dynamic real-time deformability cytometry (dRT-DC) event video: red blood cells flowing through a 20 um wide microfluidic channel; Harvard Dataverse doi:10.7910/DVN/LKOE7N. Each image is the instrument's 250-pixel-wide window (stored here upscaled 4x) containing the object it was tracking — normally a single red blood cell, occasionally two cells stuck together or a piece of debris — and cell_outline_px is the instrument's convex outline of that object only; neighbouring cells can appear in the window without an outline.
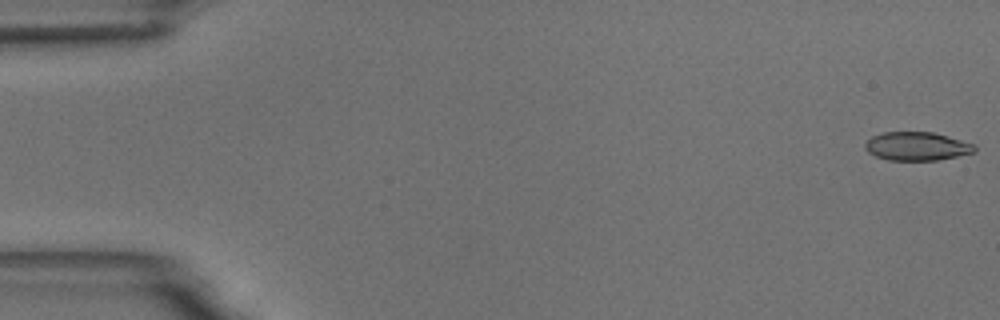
{"species": "common noctule bat (a hibernating species)", "species_latin": "Nyctalus noctula", "temperature_condition": "room temperature", "stored_images_in_passage": 56, "camera_frame_rate_fps": 3000, "um_per_image_px": 0.085, "animal": {"sex": "male", "body_mass_g": 18.8}, "frame": {"image": 1, "passage_image": 1, "time_ms": 0.0, "image_size_px": [1000, 320], "cell_outline_px": [[976, 152], [936, 160], [888, 160], [876, 156], [868, 152], [864, 148], [864, 144], [872, 136], [884, 132], [932, 132], [976, 144]], "centroid_in_image_um": [77.93, 12.43], "position_along_channel_um": 7.1, "area_um2": 18.15}}
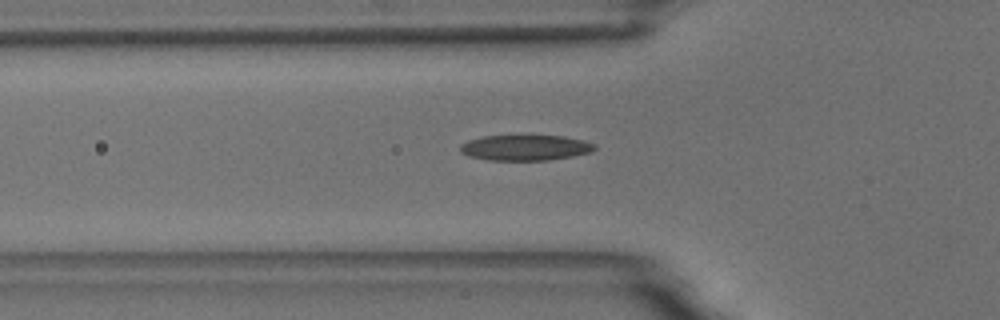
{"frame": {"image": 2, "passage_image": 19, "time_ms": 6.0, "image_size_px": [1000, 320], "cell_outline_px": [[596, 148], [592, 152], [572, 156], [548, 160], [488, 160], [468, 156], [460, 152], [460, 144], [468, 140], [484, 136], [564, 136], [584, 140], [596, 144]], "centroid_in_image_um": [44.65, 12.55], "position_along_channel_um": 81.1, "area_um2": 20.06}}
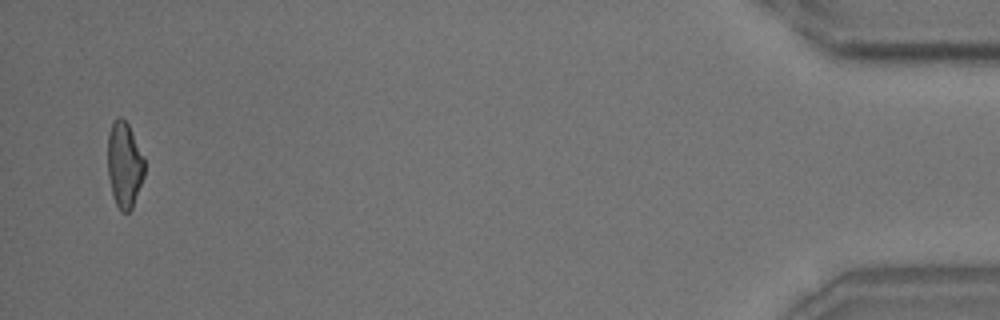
{"frame": {"image": 3, "passage_image": 54, "time_ms": 17.667, "image_size_px": [1000, 320], "cell_outline_px": [[144, 176], [132, 208], [128, 212], [120, 212], [116, 204], [112, 192], [108, 176], [108, 132], [112, 120], [116, 116], [120, 116], [128, 124], [144, 156]], "centroid_in_image_um": [10.56, 13.97], "position_along_channel_um": 424.6, "area_um2": 18.5}, "authors_computed_cell_mechanics": {"area_um2": 19.4497, "velocity_mm_per_s": 3.6551, "shape_relaxation_time_tau1_ms": 5.8707, "shape_relaxation_time_tau2_ms": 1.9878, "deformation_change_tau1": 0.2008, "deformation_change_tau2": 0.1018}}